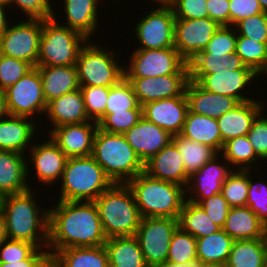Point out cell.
Returning a JSON list of instances; mask_svg holds the SVG:
<instances>
[{
  "instance_id": "1",
  "label": "cell",
  "mask_w": 267,
  "mask_h": 267,
  "mask_svg": "<svg viewBox=\"0 0 267 267\" xmlns=\"http://www.w3.org/2000/svg\"><path fill=\"white\" fill-rule=\"evenodd\" d=\"M53 204L48 207L47 250L50 256L70 247L104 245L107 237L94 201L57 200Z\"/></svg>"
},
{
  "instance_id": "2",
  "label": "cell",
  "mask_w": 267,
  "mask_h": 267,
  "mask_svg": "<svg viewBox=\"0 0 267 267\" xmlns=\"http://www.w3.org/2000/svg\"><path fill=\"white\" fill-rule=\"evenodd\" d=\"M35 189L5 196L2 216L6 238L47 248L49 208H45L44 203L40 207Z\"/></svg>"
},
{
  "instance_id": "3",
  "label": "cell",
  "mask_w": 267,
  "mask_h": 267,
  "mask_svg": "<svg viewBox=\"0 0 267 267\" xmlns=\"http://www.w3.org/2000/svg\"><path fill=\"white\" fill-rule=\"evenodd\" d=\"M127 185L133 192L140 216L178 219L186 201L185 187L138 174Z\"/></svg>"
},
{
  "instance_id": "4",
  "label": "cell",
  "mask_w": 267,
  "mask_h": 267,
  "mask_svg": "<svg viewBox=\"0 0 267 267\" xmlns=\"http://www.w3.org/2000/svg\"><path fill=\"white\" fill-rule=\"evenodd\" d=\"M92 156L114 184H127L144 172V163L124 134L105 132L98 127L93 140Z\"/></svg>"
},
{
  "instance_id": "5",
  "label": "cell",
  "mask_w": 267,
  "mask_h": 267,
  "mask_svg": "<svg viewBox=\"0 0 267 267\" xmlns=\"http://www.w3.org/2000/svg\"><path fill=\"white\" fill-rule=\"evenodd\" d=\"M107 238L135 236L141 216L132 190L127 184H112L95 200Z\"/></svg>"
},
{
  "instance_id": "6",
  "label": "cell",
  "mask_w": 267,
  "mask_h": 267,
  "mask_svg": "<svg viewBox=\"0 0 267 267\" xmlns=\"http://www.w3.org/2000/svg\"><path fill=\"white\" fill-rule=\"evenodd\" d=\"M58 183V201H94L113 183L92 155L70 157Z\"/></svg>"
},
{
  "instance_id": "7",
  "label": "cell",
  "mask_w": 267,
  "mask_h": 267,
  "mask_svg": "<svg viewBox=\"0 0 267 267\" xmlns=\"http://www.w3.org/2000/svg\"><path fill=\"white\" fill-rule=\"evenodd\" d=\"M96 42L88 40L79 52L76 68L80 87H112L125 78L123 60L121 63L118 60L120 55L109 46L103 48L108 44Z\"/></svg>"
},
{
  "instance_id": "8",
  "label": "cell",
  "mask_w": 267,
  "mask_h": 267,
  "mask_svg": "<svg viewBox=\"0 0 267 267\" xmlns=\"http://www.w3.org/2000/svg\"><path fill=\"white\" fill-rule=\"evenodd\" d=\"M88 39L60 25L54 18L42 21L37 66L76 65L81 48Z\"/></svg>"
},
{
  "instance_id": "9",
  "label": "cell",
  "mask_w": 267,
  "mask_h": 267,
  "mask_svg": "<svg viewBox=\"0 0 267 267\" xmlns=\"http://www.w3.org/2000/svg\"><path fill=\"white\" fill-rule=\"evenodd\" d=\"M124 64L125 77H156L168 74H189L188 63L175 47L133 49ZM127 65V66H126Z\"/></svg>"
},
{
  "instance_id": "10",
  "label": "cell",
  "mask_w": 267,
  "mask_h": 267,
  "mask_svg": "<svg viewBox=\"0 0 267 267\" xmlns=\"http://www.w3.org/2000/svg\"><path fill=\"white\" fill-rule=\"evenodd\" d=\"M157 6V7H156ZM153 7H155L153 9ZM148 12V13H147ZM145 12L134 28L138 41L134 49H164L174 47L175 15L171 5H155ZM146 14V15H145ZM140 43V45H138Z\"/></svg>"
},
{
  "instance_id": "11",
  "label": "cell",
  "mask_w": 267,
  "mask_h": 267,
  "mask_svg": "<svg viewBox=\"0 0 267 267\" xmlns=\"http://www.w3.org/2000/svg\"><path fill=\"white\" fill-rule=\"evenodd\" d=\"M4 91L9 115L26 116L32 119H36L38 116L41 121L43 120L47 103L44 99L42 80L37 67H33Z\"/></svg>"
},
{
  "instance_id": "12",
  "label": "cell",
  "mask_w": 267,
  "mask_h": 267,
  "mask_svg": "<svg viewBox=\"0 0 267 267\" xmlns=\"http://www.w3.org/2000/svg\"><path fill=\"white\" fill-rule=\"evenodd\" d=\"M178 227L175 218H141L135 237L149 267L167 261L170 242Z\"/></svg>"
},
{
  "instance_id": "13",
  "label": "cell",
  "mask_w": 267,
  "mask_h": 267,
  "mask_svg": "<svg viewBox=\"0 0 267 267\" xmlns=\"http://www.w3.org/2000/svg\"><path fill=\"white\" fill-rule=\"evenodd\" d=\"M12 20L0 36V51L3 55L21 59L37 66L42 20ZM19 21V22H18Z\"/></svg>"
},
{
  "instance_id": "14",
  "label": "cell",
  "mask_w": 267,
  "mask_h": 267,
  "mask_svg": "<svg viewBox=\"0 0 267 267\" xmlns=\"http://www.w3.org/2000/svg\"><path fill=\"white\" fill-rule=\"evenodd\" d=\"M254 70H232L226 68L220 71H212L208 75H189V80L196 82L200 87L208 92L218 95H226L236 99L239 103L248 102L256 99L250 94V87L260 83V76ZM259 82L257 83V81ZM255 83V84H253ZM248 91H247V90ZM247 92V93H246ZM248 94V96H247ZM251 97H250V95Z\"/></svg>"
},
{
  "instance_id": "15",
  "label": "cell",
  "mask_w": 267,
  "mask_h": 267,
  "mask_svg": "<svg viewBox=\"0 0 267 267\" xmlns=\"http://www.w3.org/2000/svg\"><path fill=\"white\" fill-rule=\"evenodd\" d=\"M39 137L27 152L29 156H27V179L36 177L41 182L40 186L43 184L45 187L48 185V188H51V185L56 183L58 185L61 180L68 157L49 136L45 137V141L43 137L41 138L42 142L37 143ZM30 175L32 176L30 177Z\"/></svg>"
},
{
  "instance_id": "16",
  "label": "cell",
  "mask_w": 267,
  "mask_h": 267,
  "mask_svg": "<svg viewBox=\"0 0 267 267\" xmlns=\"http://www.w3.org/2000/svg\"><path fill=\"white\" fill-rule=\"evenodd\" d=\"M219 27L220 25L209 17L200 19H176L174 47L188 63L206 48Z\"/></svg>"
},
{
  "instance_id": "17",
  "label": "cell",
  "mask_w": 267,
  "mask_h": 267,
  "mask_svg": "<svg viewBox=\"0 0 267 267\" xmlns=\"http://www.w3.org/2000/svg\"><path fill=\"white\" fill-rule=\"evenodd\" d=\"M232 170L224 156L218 153L189 177L185 188L186 200L198 204L201 200L221 193L222 184Z\"/></svg>"
},
{
  "instance_id": "18",
  "label": "cell",
  "mask_w": 267,
  "mask_h": 267,
  "mask_svg": "<svg viewBox=\"0 0 267 267\" xmlns=\"http://www.w3.org/2000/svg\"><path fill=\"white\" fill-rule=\"evenodd\" d=\"M142 106L147 102L181 96L189 81V74H168L156 77H125Z\"/></svg>"
},
{
  "instance_id": "19",
  "label": "cell",
  "mask_w": 267,
  "mask_h": 267,
  "mask_svg": "<svg viewBox=\"0 0 267 267\" xmlns=\"http://www.w3.org/2000/svg\"><path fill=\"white\" fill-rule=\"evenodd\" d=\"M97 129L98 123L94 121L66 124L53 128L45 136H49L68 158L89 156Z\"/></svg>"
},
{
  "instance_id": "20",
  "label": "cell",
  "mask_w": 267,
  "mask_h": 267,
  "mask_svg": "<svg viewBox=\"0 0 267 267\" xmlns=\"http://www.w3.org/2000/svg\"><path fill=\"white\" fill-rule=\"evenodd\" d=\"M188 113V101L185 92L181 96L150 101L142 105V116L156 126L180 134Z\"/></svg>"
},
{
  "instance_id": "21",
  "label": "cell",
  "mask_w": 267,
  "mask_h": 267,
  "mask_svg": "<svg viewBox=\"0 0 267 267\" xmlns=\"http://www.w3.org/2000/svg\"><path fill=\"white\" fill-rule=\"evenodd\" d=\"M103 0H62L63 4L59 6L65 14L63 19H57L58 12H54L53 18L63 26L69 29L75 30L85 36L88 40L95 39L94 33L100 30L98 27L101 25L99 18V11L103 10V4H100ZM98 3L100 6H98ZM101 9V10H100ZM99 15V16H98ZM63 21V24L61 23ZM61 21V22H60ZM98 29V30H97Z\"/></svg>"
},
{
  "instance_id": "22",
  "label": "cell",
  "mask_w": 267,
  "mask_h": 267,
  "mask_svg": "<svg viewBox=\"0 0 267 267\" xmlns=\"http://www.w3.org/2000/svg\"><path fill=\"white\" fill-rule=\"evenodd\" d=\"M37 124L41 126L40 121L26 116L7 115L0 119V150L27 155L26 151L30 149L35 138L41 136L37 135V132H40Z\"/></svg>"
},
{
  "instance_id": "23",
  "label": "cell",
  "mask_w": 267,
  "mask_h": 267,
  "mask_svg": "<svg viewBox=\"0 0 267 267\" xmlns=\"http://www.w3.org/2000/svg\"><path fill=\"white\" fill-rule=\"evenodd\" d=\"M129 145L143 163L172 142L173 135L142 117L124 133Z\"/></svg>"
},
{
  "instance_id": "24",
  "label": "cell",
  "mask_w": 267,
  "mask_h": 267,
  "mask_svg": "<svg viewBox=\"0 0 267 267\" xmlns=\"http://www.w3.org/2000/svg\"><path fill=\"white\" fill-rule=\"evenodd\" d=\"M44 120L51 125L46 130L47 134L55 127L91 121L85 110L81 90L68 92L48 102Z\"/></svg>"
},
{
  "instance_id": "25",
  "label": "cell",
  "mask_w": 267,
  "mask_h": 267,
  "mask_svg": "<svg viewBox=\"0 0 267 267\" xmlns=\"http://www.w3.org/2000/svg\"><path fill=\"white\" fill-rule=\"evenodd\" d=\"M144 172L151 178L173 182L185 188L189 180L182 156L173 142L144 163Z\"/></svg>"
},
{
  "instance_id": "26",
  "label": "cell",
  "mask_w": 267,
  "mask_h": 267,
  "mask_svg": "<svg viewBox=\"0 0 267 267\" xmlns=\"http://www.w3.org/2000/svg\"><path fill=\"white\" fill-rule=\"evenodd\" d=\"M267 105L255 99L239 103L234 109L228 111L217 119L221 132V151L224 143L239 136L247 135L255 118L265 110Z\"/></svg>"
},
{
  "instance_id": "27",
  "label": "cell",
  "mask_w": 267,
  "mask_h": 267,
  "mask_svg": "<svg viewBox=\"0 0 267 267\" xmlns=\"http://www.w3.org/2000/svg\"><path fill=\"white\" fill-rule=\"evenodd\" d=\"M185 95L190 112L214 119L220 118L239 104L230 96L206 91L192 80L186 85Z\"/></svg>"
},
{
  "instance_id": "28",
  "label": "cell",
  "mask_w": 267,
  "mask_h": 267,
  "mask_svg": "<svg viewBox=\"0 0 267 267\" xmlns=\"http://www.w3.org/2000/svg\"><path fill=\"white\" fill-rule=\"evenodd\" d=\"M27 179V155L0 150V192L4 196L33 189Z\"/></svg>"
},
{
  "instance_id": "29",
  "label": "cell",
  "mask_w": 267,
  "mask_h": 267,
  "mask_svg": "<svg viewBox=\"0 0 267 267\" xmlns=\"http://www.w3.org/2000/svg\"><path fill=\"white\" fill-rule=\"evenodd\" d=\"M36 67L42 80L46 103L68 92L80 89L76 65Z\"/></svg>"
},
{
  "instance_id": "30",
  "label": "cell",
  "mask_w": 267,
  "mask_h": 267,
  "mask_svg": "<svg viewBox=\"0 0 267 267\" xmlns=\"http://www.w3.org/2000/svg\"><path fill=\"white\" fill-rule=\"evenodd\" d=\"M234 240L265 238L267 227L248 206L231 207L222 228Z\"/></svg>"
},
{
  "instance_id": "31",
  "label": "cell",
  "mask_w": 267,
  "mask_h": 267,
  "mask_svg": "<svg viewBox=\"0 0 267 267\" xmlns=\"http://www.w3.org/2000/svg\"><path fill=\"white\" fill-rule=\"evenodd\" d=\"M50 267H109V261L104 245L70 247L54 252Z\"/></svg>"
},
{
  "instance_id": "32",
  "label": "cell",
  "mask_w": 267,
  "mask_h": 267,
  "mask_svg": "<svg viewBox=\"0 0 267 267\" xmlns=\"http://www.w3.org/2000/svg\"><path fill=\"white\" fill-rule=\"evenodd\" d=\"M104 247L109 267H149L135 236L107 238Z\"/></svg>"
},
{
  "instance_id": "33",
  "label": "cell",
  "mask_w": 267,
  "mask_h": 267,
  "mask_svg": "<svg viewBox=\"0 0 267 267\" xmlns=\"http://www.w3.org/2000/svg\"><path fill=\"white\" fill-rule=\"evenodd\" d=\"M181 135L208 145L221 153V132L217 119L198 115L188 110Z\"/></svg>"
},
{
  "instance_id": "34",
  "label": "cell",
  "mask_w": 267,
  "mask_h": 267,
  "mask_svg": "<svg viewBox=\"0 0 267 267\" xmlns=\"http://www.w3.org/2000/svg\"><path fill=\"white\" fill-rule=\"evenodd\" d=\"M234 239L223 229L196 239L197 260L204 265H226Z\"/></svg>"
},
{
  "instance_id": "35",
  "label": "cell",
  "mask_w": 267,
  "mask_h": 267,
  "mask_svg": "<svg viewBox=\"0 0 267 267\" xmlns=\"http://www.w3.org/2000/svg\"><path fill=\"white\" fill-rule=\"evenodd\" d=\"M172 142L182 156L185 173L188 177L198 172L210 159L218 154L214 148L195 142L181 134L173 135Z\"/></svg>"
},
{
  "instance_id": "36",
  "label": "cell",
  "mask_w": 267,
  "mask_h": 267,
  "mask_svg": "<svg viewBox=\"0 0 267 267\" xmlns=\"http://www.w3.org/2000/svg\"><path fill=\"white\" fill-rule=\"evenodd\" d=\"M221 154L233 170L253 169L256 171L255 173H260V171H258V167L260 166H258L259 164H257V162H261V164L264 163L260 161L261 159L254 152L247 135L228 140L224 143Z\"/></svg>"
},
{
  "instance_id": "37",
  "label": "cell",
  "mask_w": 267,
  "mask_h": 267,
  "mask_svg": "<svg viewBox=\"0 0 267 267\" xmlns=\"http://www.w3.org/2000/svg\"><path fill=\"white\" fill-rule=\"evenodd\" d=\"M179 227L195 239L216 233L221 227L210 220L205 210L198 204L185 201L178 217Z\"/></svg>"
},
{
  "instance_id": "38",
  "label": "cell",
  "mask_w": 267,
  "mask_h": 267,
  "mask_svg": "<svg viewBox=\"0 0 267 267\" xmlns=\"http://www.w3.org/2000/svg\"><path fill=\"white\" fill-rule=\"evenodd\" d=\"M189 75H208L212 71H220L226 68L232 70H253L246 66L241 57L236 53L230 54L229 57L212 55L202 50L193 59L188 62Z\"/></svg>"
},
{
  "instance_id": "39",
  "label": "cell",
  "mask_w": 267,
  "mask_h": 267,
  "mask_svg": "<svg viewBox=\"0 0 267 267\" xmlns=\"http://www.w3.org/2000/svg\"><path fill=\"white\" fill-rule=\"evenodd\" d=\"M264 238L234 240L228 267H263Z\"/></svg>"
},
{
  "instance_id": "40",
  "label": "cell",
  "mask_w": 267,
  "mask_h": 267,
  "mask_svg": "<svg viewBox=\"0 0 267 267\" xmlns=\"http://www.w3.org/2000/svg\"><path fill=\"white\" fill-rule=\"evenodd\" d=\"M235 52L246 66L253 69L260 77H267V43L237 36Z\"/></svg>"
},
{
  "instance_id": "41",
  "label": "cell",
  "mask_w": 267,
  "mask_h": 267,
  "mask_svg": "<svg viewBox=\"0 0 267 267\" xmlns=\"http://www.w3.org/2000/svg\"><path fill=\"white\" fill-rule=\"evenodd\" d=\"M249 170H232L222 184L221 194L231 207L246 206Z\"/></svg>"
},
{
  "instance_id": "42",
  "label": "cell",
  "mask_w": 267,
  "mask_h": 267,
  "mask_svg": "<svg viewBox=\"0 0 267 267\" xmlns=\"http://www.w3.org/2000/svg\"><path fill=\"white\" fill-rule=\"evenodd\" d=\"M128 109H142L131 84L123 78L118 84L109 87L105 117L110 113L127 112Z\"/></svg>"
},
{
  "instance_id": "43",
  "label": "cell",
  "mask_w": 267,
  "mask_h": 267,
  "mask_svg": "<svg viewBox=\"0 0 267 267\" xmlns=\"http://www.w3.org/2000/svg\"><path fill=\"white\" fill-rule=\"evenodd\" d=\"M167 261L177 264L197 261L196 239L178 227L170 242Z\"/></svg>"
},
{
  "instance_id": "44",
  "label": "cell",
  "mask_w": 267,
  "mask_h": 267,
  "mask_svg": "<svg viewBox=\"0 0 267 267\" xmlns=\"http://www.w3.org/2000/svg\"><path fill=\"white\" fill-rule=\"evenodd\" d=\"M53 3L56 4L53 0H9L8 6L12 14L15 11L12 17L20 10L25 19L45 21L53 18L54 12L58 11Z\"/></svg>"
},
{
  "instance_id": "45",
  "label": "cell",
  "mask_w": 267,
  "mask_h": 267,
  "mask_svg": "<svg viewBox=\"0 0 267 267\" xmlns=\"http://www.w3.org/2000/svg\"><path fill=\"white\" fill-rule=\"evenodd\" d=\"M88 118L98 124L105 118L109 87H80Z\"/></svg>"
},
{
  "instance_id": "46",
  "label": "cell",
  "mask_w": 267,
  "mask_h": 267,
  "mask_svg": "<svg viewBox=\"0 0 267 267\" xmlns=\"http://www.w3.org/2000/svg\"><path fill=\"white\" fill-rule=\"evenodd\" d=\"M255 170H249V190L246 206H248L267 227V182L261 180V177L255 181L252 178ZM251 173V174H250ZM261 180V181H260Z\"/></svg>"
},
{
  "instance_id": "47",
  "label": "cell",
  "mask_w": 267,
  "mask_h": 267,
  "mask_svg": "<svg viewBox=\"0 0 267 267\" xmlns=\"http://www.w3.org/2000/svg\"><path fill=\"white\" fill-rule=\"evenodd\" d=\"M237 36L234 26H220L204 50L212 55L229 57L236 50Z\"/></svg>"
},
{
  "instance_id": "48",
  "label": "cell",
  "mask_w": 267,
  "mask_h": 267,
  "mask_svg": "<svg viewBox=\"0 0 267 267\" xmlns=\"http://www.w3.org/2000/svg\"><path fill=\"white\" fill-rule=\"evenodd\" d=\"M142 117V109H128L127 112L110 113L98 124V127L105 132L124 134Z\"/></svg>"
},
{
  "instance_id": "49",
  "label": "cell",
  "mask_w": 267,
  "mask_h": 267,
  "mask_svg": "<svg viewBox=\"0 0 267 267\" xmlns=\"http://www.w3.org/2000/svg\"><path fill=\"white\" fill-rule=\"evenodd\" d=\"M33 66L27 61L2 54L0 60V90H6L21 79Z\"/></svg>"
},
{
  "instance_id": "50",
  "label": "cell",
  "mask_w": 267,
  "mask_h": 267,
  "mask_svg": "<svg viewBox=\"0 0 267 267\" xmlns=\"http://www.w3.org/2000/svg\"><path fill=\"white\" fill-rule=\"evenodd\" d=\"M234 28L238 36L267 43V12L242 19L234 25Z\"/></svg>"
},
{
  "instance_id": "51",
  "label": "cell",
  "mask_w": 267,
  "mask_h": 267,
  "mask_svg": "<svg viewBox=\"0 0 267 267\" xmlns=\"http://www.w3.org/2000/svg\"><path fill=\"white\" fill-rule=\"evenodd\" d=\"M38 249L29 242L6 238L0 245V262L11 263L29 259Z\"/></svg>"
},
{
  "instance_id": "52",
  "label": "cell",
  "mask_w": 267,
  "mask_h": 267,
  "mask_svg": "<svg viewBox=\"0 0 267 267\" xmlns=\"http://www.w3.org/2000/svg\"><path fill=\"white\" fill-rule=\"evenodd\" d=\"M265 112L263 110L255 118L247 134L254 152L264 163L267 162V114Z\"/></svg>"
},
{
  "instance_id": "53",
  "label": "cell",
  "mask_w": 267,
  "mask_h": 267,
  "mask_svg": "<svg viewBox=\"0 0 267 267\" xmlns=\"http://www.w3.org/2000/svg\"><path fill=\"white\" fill-rule=\"evenodd\" d=\"M198 205L207 213L213 223L223 228L231 206L221 193L201 200Z\"/></svg>"
},
{
  "instance_id": "54",
  "label": "cell",
  "mask_w": 267,
  "mask_h": 267,
  "mask_svg": "<svg viewBox=\"0 0 267 267\" xmlns=\"http://www.w3.org/2000/svg\"><path fill=\"white\" fill-rule=\"evenodd\" d=\"M207 0H176L172 5L176 19L207 18Z\"/></svg>"
},
{
  "instance_id": "55",
  "label": "cell",
  "mask_w": 267,
  "mask_h": 267,
  "mask_svg": "<svg viewBox=\"0 0 267 267\" xmlns=\"http://www.w3.org/2000/svg\"><path fill=\"white\" fill-rule=\"evenodd\" d=\"M229 9L231 26L242 19L263 13L257 0H229Z\"/></svg>"
},
{
  "instance_id": "56",
  "label": "cell",
  "mask_w": 267,
  "mask_h": 267,
  "mask_svg": "<svg viewBox=\"0 0 267 267\" xmlns=\"http://www.w3.org/2000/svg\"><path fill=\"white\" fill-rule=\"evenodd\" d=\"M208 16L220 26H230L229 0H207Z\"/></svg>"
},
{
  "instance_id": "57",
  "label": "cell",
  "mask_w": 267,
  "mask_h": 267,
  "mask_svg": "<svg viewBox=\"0 0 267 267\" xmlns=\"http://www.w3.org/2000/svg\"><path fill=\"white\" fill-rule=\"evenodd\" d=\"M0 267H50V255L47 248H39L29 259L0 262Z\"/></svg>"
},
{
  "instance_id": "58",
  "label": "cell",
  "mask_w": 267,
  "mask_h": 267,
  "mask_svg": "<svg viewBox=\"0 0 267 267\" xmlns=\"http://www.w3.org/2000/svg\"><path fill=\"white\" fill-rule=\"evenodd\" d=\"M10 13L11 11L8 4L3 1H0V36L7 30L8 25L12 21V17H9V15L12 16V14Z\"/></svg>"
},
{
  "instance_id": "59",
  "label": "cell",
  "mask_w": 267,
  "mask_h": 267,
  "mask_svg": "<svg viewBox=\"0 0 267 267\" xmlns=\"http://www.w3.org/2000/svg\"><path fill=\"white\" fill-rule=\"evenodd\" d=\"M205 265L200 261H193L187 264H177L170 261H165L163 263H158L153 267H204Z\"/></svg>"
},
{
  "instance_id": "60",
  "label": "cell",
  "mask_w": 267,
  "mask_h": 267,
  "mask_svg": "<svg viewBox=\"0 0 267 267\" xmlns=\"http://www.w3.org/2000/svg\"><path fill=\"white\" fill-rule=\"evenodd\" d=\"M9 115L6 105L5 91L0 90V119Z\"/></svg>"
},
{
  "instance_id": "61",
  "label": "cell",
  "mask_w": 267,
  "mask_h": 267,
  "mask_svg": "<svg viewBox=\"0 0 267 267\" xmlns=\"http://www.w3.org/2000/svg\"><path fill=\"white\" fill-rule=\"evenodd\" d=\"M6 233H5V223L2 214H0V245L5 241Z\"/></svg>"
},
{
  "instance_id": "62",
  "label": "cell",
  "mask_w": 267,
  "mask_h": 267,
  "mask_svg": "<svg viewBox=\"0 0 267 267\" xmlns=\"http://www.w3.org/2000/svg\"><path fill=\"white\" fill-rule=\"evenodd\" d=\"M263 267H267V233L264 238V258H263Z\"/></svg>"
},
{
  "instance_id": "63",
  "label": "cell",
  "mask_w": 267,
  "mask_h": 267,
  "mask_svg": "<svg viewBox=\"0 0 267 267\" xmlns=\"http://www.w3.org/2000/svg\"><path fill=\"white\" fill-rule=\"evenodd\" d=\"M176 0H151L155 4L159 5H172Z\"/></svg>"
},
{
  "instance_id": "64",
  "label": "cell",
  "mask_w": 267,
  "mask_h": 267,
  "mask_svg": "<svg viewBox=\"0 0 267 267\" xmlns=\"http://www.w3.org/2000/svg\"><path fill=\"white\" fill-rule=\"evenodd\" d=\"M263 10V12H267V0H257Z\"/></svg>"
},
{
  "instance_id": "65",
  "label": "cell",
  "mask_w": 267,
  "mask_h": 267,
  "mask_svg": "<svg viewBox=\"0 0 267 267\" xmlns=\"http://www.w3.org/2000/svg\"><path fill=\"white\" fill-rule=\"evenodd\" d=\"M4 199H5V196L0 192V214L3 213Z\"/></svg>"
},
{
  "instance_id": "66",
  "label": "cell",
  "mask_w": 267,
  "mask_h": 267,
  "mask_svg": "<svg viewBox=\"0 0 267 267\" xmlns=\"http://www.w3.org/2000/svg\"><path fill=\"white\" fill-rule=\"evenodd\" d=\"M204 267H228L227 265H205Z\"/></svg>"
},
{
  "instance_id": "67",
  "label": "cell",
  "mask_w": 267,
  "mask_h": 267,
  "mask_svg": "<svg viewBox=\"0 0 267 267\" xmlns=\"http://www.w3.org/2000/svg\"><path fill=\"white\" fill-rule=\"evenodd\" d=\"M0 1H3V2H5L6 4H9V0H0Z\"/></svg>"
}]
</instances>
